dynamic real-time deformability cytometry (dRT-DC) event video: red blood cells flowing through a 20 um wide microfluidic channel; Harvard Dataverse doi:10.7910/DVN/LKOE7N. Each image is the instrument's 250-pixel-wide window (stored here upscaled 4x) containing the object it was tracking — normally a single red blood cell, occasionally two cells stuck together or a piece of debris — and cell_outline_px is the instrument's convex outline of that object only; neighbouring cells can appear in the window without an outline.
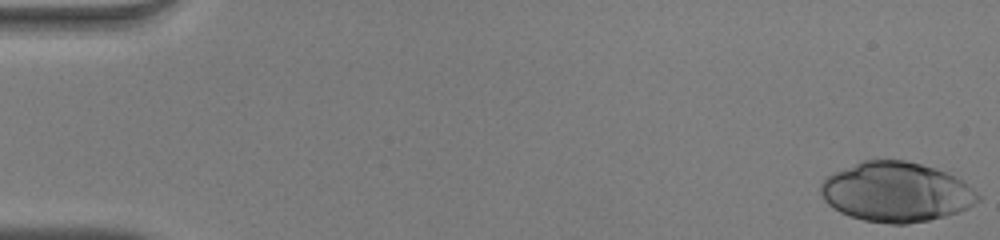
{"species": "human", "species_latin": "Homo sapiens", "temperature_condition": "warm", "stored_images_in_passage": 51, "camera_frame_rate_fps": 3000, "um_per_image_px": 0.085, "donor": {"sex": "male"}, "frame": {"image": 1, "passage_image": 1, "time_ms": 0.0, "image_size_px": [1000, 240], "cell_outline_px": [[980, 200], [968, 208], [944, 216], [928, 220], [904, 224], [888, 224], [864, 220], [848, 216], [840, 212], [828, 204], [824, 200], [820, 192], [820, 184], [828, 176], [836, 172], [864, 160], [904, 160], [920, 164], [944, 172], [960, 180], [972, 188], [980, 196]], "centroid_in_image_um": [76.15, 16.34], "position_along_channel_um": 8.8, "area_um2": 54.1}}
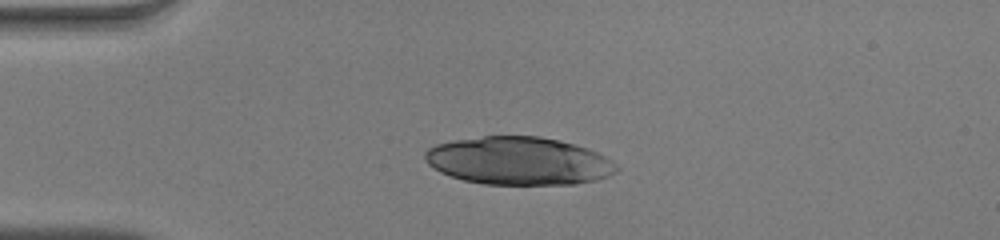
{"frame": {"image": 2, "passage_image": 13, "time_ms": 4.0, "image_size_px": [1000, 240], "cell_outline_px": [[620, 168], [616, 172], [608, 176], [596, 180], [576, 184], [484, 184], [464, 180], [440, 172], [432, 168], [428, 164], [424, 156], [424, 152], [428, 148], [436, 144], [452, 140], [484, 136], [540, 136], [560, 140], [576, 144], [588, 148], [612, 160]], "centroid_in_image_um": [44.09, 13.67], "position_along_channel_um": 40.9, "area_um2": 53.75}}